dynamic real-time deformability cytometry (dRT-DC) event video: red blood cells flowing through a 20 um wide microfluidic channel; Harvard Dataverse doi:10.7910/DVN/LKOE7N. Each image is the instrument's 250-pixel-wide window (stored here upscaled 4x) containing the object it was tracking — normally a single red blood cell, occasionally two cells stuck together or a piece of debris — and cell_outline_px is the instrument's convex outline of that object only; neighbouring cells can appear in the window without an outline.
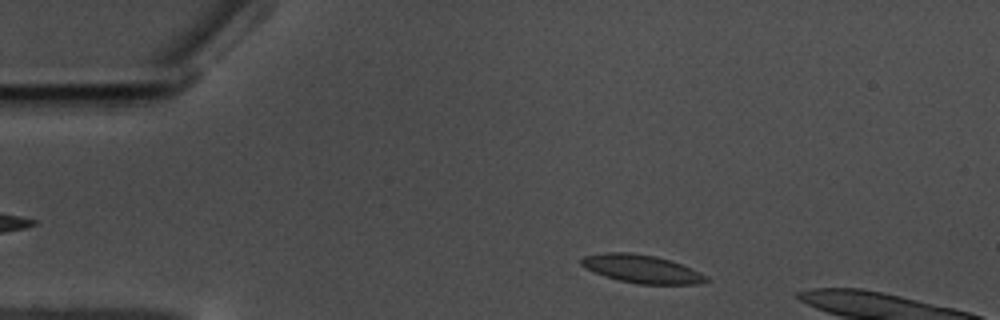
{"species": "common noctule bat (a hibernating species)", "species_latin": "Nyctalus noctula", "temperature_condition": "warm", "stored_images_in_passage": 41, "camera_frame_rate_fps": 3000, "um_per_image_px": 0.085, "animal": {"sex": "male", "body_mass_g": 17.5, "forearm_length_mm": 52.3}, "frame": {"image": 1, "passage_image": 2, "time_ms": 0.333, "image_size_px": [1000, 320], "cell_outline_px": [[712, 280], [696, 284], [636, 284], [604, 276], [584, 268], [580, 264], [580, 260], [584, 256], [604, 252], [628, 252], [656, 256], [680, 264], [700, 272], [708, 276]], "centroid_in_image_um": [54.53, 22.86], "position_along_channel_um": 30.5, "area_um2": 20.52}}
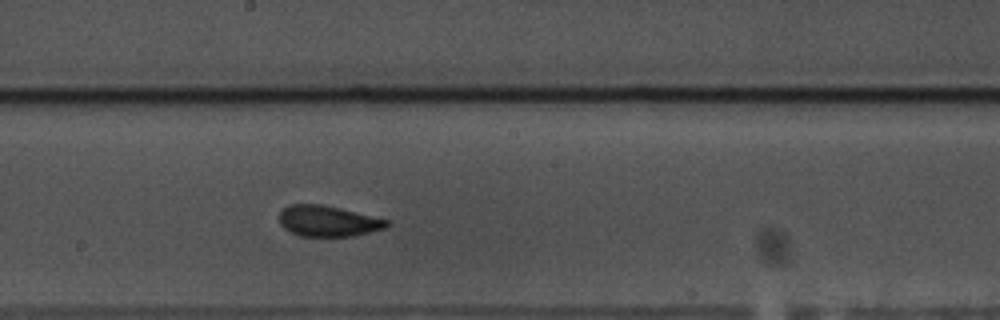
{"frame": {"image": 2, "passage_image": 23, "time_ms": 7.333, "image_size_px": [1000, 320], "cell_outline_px": [[392, 224], [384, 228], [352, 236], [300, 236], [284, 228], [280, 224], [280, 212], [288, 204], [324, 204], [388, 220]], "centroid_in_image_um": [27.87, 18.78], "position_along_channel_um": 220.3, "area_um2": 19.19}}
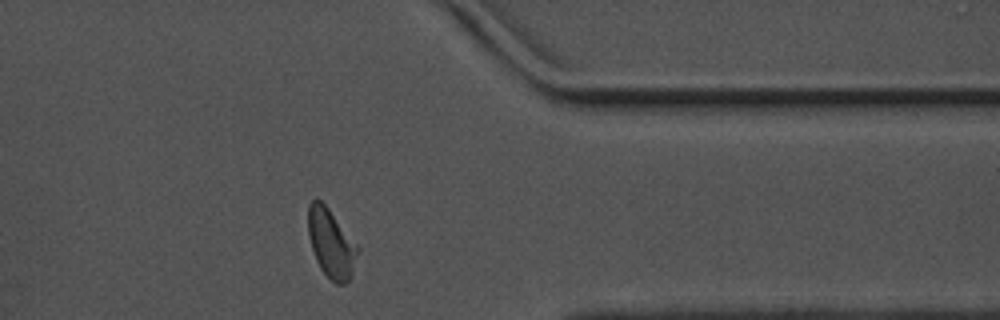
{"frame": {"image": 3, "passage_image": 38, "time_ms": 12.333, "image_size_px": [1000, 320], "cell_outline_px": [[360, 248], [352, 276], [344, 284], [336, 284], [320, 268], [316, 260], [308, 236], [308, 204], [312, 200], [320, 200], [328, 208]], "centroid_in_image_um": [28.15, 20.7], "position_along_channel_um": 383.2, "area_um2": 19.71}, "authors_computed_cell_mechanics": {"area_um2": 19.652, "velocity_mm_per_s": 3.4921, "shape_relaxation_time_tau1_ms": 4.2126, "shape_relaxation_time_tau2_ms": 1.5985, "deformation_change_tau1": 0.1076, "deformation_change_tau2": 0.0651}}